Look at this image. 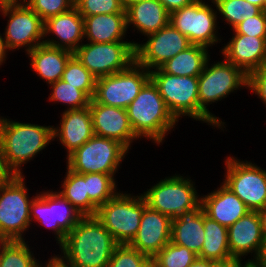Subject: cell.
<instances>
[{"mask_svg":"<svg viewBox=\"0 0 266 267\" xmlns=\"http://www.w3.org/2000/svg\"><path fill=\"white\" fill-rule=\"evenodd\" d=\"M252 267H266V242L262 246L258 257L252 262Z\"/></svg>","mask_w":266,"mask_h":267,"instance_id":"obj_45","label":"cell"},{"mask_svg":"<svg viewBox=\"0 0 266 267\" xmlns=\"http://www.w3.org/2000/svg\"><path fill=\"white\" fill-rule=\"evenodd\" d=\"M53 127L20 123L0 117V142L9 167L24 175L21 167L53 141Z\"/></svg>","mask_w":266,"mask_h":267,"instance_id":"obj_3","label":"cell"},{"mask_svg":"<svg viewBox=\"0 0 266 267\" xmlns=\"http://www.w3.org/2000/svg\"><path fill=\"white\" fill-rule=\"evenodd\" d=\"M39 267H43L42 263ZM44 267H69L67 264L63 263L56 255L48 259L47 264Z\"/></svg>","mask_w":266,"mask_h":267,"instance_id":"obj_46","label":"cell"},{"mask_svg":"<svg viewBox=\"0 0 266 267\" xmlns=\"http://www.w3.org/2000/svg\"><path fill=\"white\" fill-rule=\"evenodd\" d=\"M169 13L181 9L184 6L190 5L195 0H159Z\"/></svg>","mask_w":266,"mask_h":267,"instance_id":"obj_44","label":"cell"},{"mask_svg":"<svg viewBox=\"0 0 266 267\" xmlns=\"http://www.w3.org/2000/svg\"><path fill=\"white\" fill-rule=\"evenodd\" d=\"M135 45L134 41L82 43L74 55L90 73L100 78L129 68L135 62Z\"/></svg>","mask_w":266,"mask_h":267,"instance_id":"obj_9","label":"cell"},{"mask_svg":"<svg viewBox=\"0 0 266 267\" xmlns=\"http://www.w3.org/2000/svg\"><path fill=\"white\" fill-rule=\"evenodd\" d=\"M11 4L9 0H0V10Z\"/></svg>","mask_w":266,"mask_h":267,"instance_id":"obj_52","label":"cell"},{"mask_svg":"<svg viewBox=\"0 0 266 267\" xmlns=\"http://www.w3.org/2000/svg\"><path fill=\"white\" fill-rule=\"evenodd\" d=\"M128 149L120 142L94 135L67 156V167L78 174L102 173L115 175Z\"/></svg>","mask_w":266,"mask_h":267,"instance_id":"obj_7","label":"cell"},{"mask_svg":"<svg viewBox=\"0 0 266 267\" xmlns=\"http://www.w3.org/2000/svg\"><path fill=\"white\" fill-rule=\"evenodd\" d=\"M24 175L0 186V241H23L30 227V205ZM28 228V229H27Z\"/></svg>","mask_w":266,"mask_h":267,"instance_id":"obj_8","label":"cell"},{"mask_svg":"<svg viewBox=\"0 0 266 267\" xmlns=\"http://www.w3.org/2000/svg\"><path fill=\"white\" fill-rule=\"evenodd\" d=\"M61 117L59 126L53 127V140L59 138L69 156L95 135L92 115L88 106L73 110L65 109Z\"/></svg>","mask_w":266,"mask_h":267,"instance_id":"obj_22","label":"cell"},{"mask_svg":"<svg viewBox=\"0 0 266 267\" xmlns=\"http://www.w3.org/2000/svg\"><path fill=\"white\" fill-rule=\"evenodd\" d=\"M264 11L266 12V0L264 2Z\"/></svg>","mask_w":266,"mask_h":267,"instance_id":"obj_55","label":"cell"},{"mask_svg":"<svg viewBox=\"0 0 266 267\" xmlns=\"http://www.w3.org/2000/svg\"><path fill=\"white\" fill-rule=\"evenodd\" d=\"M116 179L113 175L87 173L86 188L90 201L99 208L117 193Z\"/></svg>","mask_w":266,"mask_h":267,"instance_id":"obj_32","label":"cell"},{"mask_svg":"<svg viewBox=\"0 0 266 267\" xmlns=\"http://www.w3.org/2000/svg\"><path fill=\"white\" fill-rule=\"evenodd\" d=\"M190 267H211V261L197 258Z\"/></svg>","mask_w":266,"mask_h":267,"instance_id":"obj_49","label":"cell"},{"mask_svg":"<svg viewBox=\"0 0 266 267\" xmlns=\"http://www.w3.org/2000/svg\"><path fill=\"white\" fill-rule=\"evenodd\" d=\"M51 33L58 41L49 38L44 40V44L74 53L84 40V18L74 6L44 22V37Z\"/></svg>","mask_w":266,"mask_h":267,"instance_id":"obj_21","label":"cell"},{"mask_svg":"<svg viewBox=\"0 0 266 267\" xmlns=\"http://www.w3.org/2000/svg\"><path fill=\"white\" fill-rule=\"evenodd\" d=\"M224 21L234 29L242 21L258 15L262 10L246 0H213Z\"/></svg>","mask_w":266,"mask_h":267,"instance_id":"obj_33","label":"cell"},{"mask_svg":"<svg viewBox=\"0 0 266 267\" xmlns=\"http://www.w3.org/2000/svg\"><path fill=\"white\" fill-rule=\"evenodd\" d=\"M201 204L206 216L227 228L250 212L245 203L223 183L217 190L201 196Z\"/></svg>","mask_w":266,"mask_h":267,"instance_id":"obj_23","label":"cell"},{"mask_svg":"<svg viewBox=\"0 0 266 267\" xmlns=\"http://www.w3.org/2000/svg\"><path fill=\"white\" fill-rule=\"evenodd\" d=\"M248 89L266 105V63L248 76Z\"/></svg>","mask_w":266,"mask_h":267,"instance_id":"obj_41","label":"cell"},{"mask_svg":"<svg viewBox=\"0 0 266 267\" xmlns=\"http://www.w3.org/2000/svg\"><path fill=\"white\" fill-rule=\"evenodd\" d=\"M262 222L263 237L266 242V205L259 211Z\"/></svg>","mask_w":266,"mask_h":267,"instance_id":"obj_48","label":"cell"},{"mask_svg":"<svg viewBox=\"0 0 266 267\" xmlns=\"http://www.w3.org/2000/svg\"><path fill=\"white\" fill-rule=\"evenodd\" d=\"M197 258L193 251L169 242L152 259L160 267H190Z\"/></svg>","mask_w":266,"mask_h":267,"instance_id":"obj_36","label":"cell"},{"mask_svg":"<svg viewBox=\"0 0 266 267\" xmlns=\"http://www.w3.org/2000/svg\"><path fill=\"white\" fill-rule=\"evenodd\" d=\"M146 37L148 40L145 43L135 45V62L149 71L159 68L192 45L188 38L170 23Z\"/></svg>","mask_w":266,"mask_h":267,"instance_id":"obj_16","label":"cell"},{"mask_svg":"<svg viewBox=\"0 0 266 267\" xmlns=\"http://www.w3.org/2000/svg\"><path fill=\"white\" fill-rule=\"evenodd\" d=\"M221 50L224 58L247 76L266 63V37L234 34Z\"/></svg>","mask_w":266,"mask_h":267,"instance_id":"obj_20","label":"cell"},{"mask_svg":"<svg viewBox=\"0 0 266 267\" xmlns=\"http://www.w3.org/2000/svg\"><path fill=\"white\" fill-rule=\"evenodd\" d=\"M194 185L190 178L175 174L160 180L142 196L149 208L174 220L201 204Z\"/></svg>","mask_w":266,"mask_h":267,"instance_id":"obj_6","label":"cell"},{"mask_svg":"<svg viewBox=\"0 0 266 267\" xmlns=\"http://www.w3.org/2000/svg\"><path fill=\"white\" fill-rule=\"evenodd\" d=\"M16 173L9 167L0 142V186L10 183Z\"/></svg>","mask_w":266,"mask_h":267,"instance_id":"obj_42","label":"cell"},{"mask_svg":"<svg viewBox=\"0 0 266 267\" xmlns=\"http://www.w3.org/2000/svg\"><path fill=\"white\" fill-rule=\"evenodd\" d=\"M118 243L96 216H83L59 245L56 255L69 267H107Z\"/></svg>","mask_w":266,"mask_h":267,"instance_id":"obj_1","label":"cell"},{"mask_svg":"<svg viewBox=\"0 0 266 267\" xmlns=\"http://www.w3.org/2000/svg\"><path fill=\"white\" fill-rule=\"evenodd\" d=\"M150 79L177 121L182 116L199 121L198 77L171 75L156 68L150 71Z\"/></svg>","mask_w":266,"mask_h":267,"instance_id":"obj_10","label":"cell"},{"mask_svg":"<svg viewBox=\"0 0 266 267\" xmlns=\"http://www.w3.org/2000/svg\"><path fill=\"white\" fill-rule=\"evenodd\" d=\"M204 210L202 204L172 220L171 242L199 255L204 243Z\"/></svg>","mask_w":266,"mask_h":267,"instance_id":"obj_25","label":"cell"},{"mask_svg":"<svg viewBox=\"0 0 266 267\" xmlns=\"http://www.w3.org/2000/svg\"><path fill=\"white\" fill-rule=\"evenodd\" d=\"M226 175L222 182L238 196L250 211L259 212L266 205V170L236 157L225 160Z\"/></svg>","mask_w":266,"mask_h":267,"instance_id":"obj_12","label":"cell"},{"mask_svg":"<svg viewBox=\"0 0 266 267\" xmlns=\"http://www.w3.org/2000/svg\"><path fill=\"white\" fill-rule=\"evenodd\" d=\"M8 52V49L6 47L5 44V40L2 37V35L0 34V66L2 65V63L5 61V59L7 58L6 55Z\"/></svg>","mask_w":266,"mask_h":267,"instance_id":"obj_47","label":"cell"},{"mask_svg":"<svg viewBox=\"0 0 266 267\" xmlns=\"http://www.w3.org/2000/svg\"><path fill=\"white\" fill-rule=\"evenodd\" d=\"M223 59L211 66L208 60L203 72L198 76L199 121L213 127H221V130L225 123L214 116L207 106L221 101L234 90L248 87V76L240 68Z\"/></svg>","mask_w":266,"mask_h":267,"instance_id":"obj_4","label":"cell"},{"mask_svg":"<svg viewBox=\"0 0 266 267\" xmlns=\"http://www.w3.org/2000/svg\"><path fill=\"white\" fill-rule=\"evenodd\" d=\"M242 260L238 258H231L226 261H211V267H252V262L248 259L244 265H242Z\"/></svg>","mask_w":266,"mask_h":267,"instance_id":"obj_43","label":"cell"},{"mask_svg":"<svg viewBox=\"0 0 266 267\" xmlns=\"http://www.w3.org/2000/svg\"><path fill=\"white\" fill-rule=\"evenodd\" d=\"M134 133L159 144L178 122L168 110L158 88L149 79L126 108Z\"/></svg>","mask_w":266,"mask_h":267,"instance_id":"obj_2","label":"cell"},{"mask_svg":"<svg viewBox=\"0 0 266 267\" xmlns=\"http://www.w3.org/2000/svg\"><path fill=\"white\" fill-rule=\"evenodd\" d=\"M127 29L133 25L137 32L147 36L167 26L170 13L159 0H143L125 9Z\"/></svg>","mask_w":266,"mask_h":267,"instance_id":"obj_24","label":"cell"},{"mask_svg":"<svg viewBox=\"0 0 266 267\" xmlns=\"http://www.w3.org/2000/svg\"><path fill=\"white\" fill-rule=\"evenodd\" d=\"M49 85L52 89L49 100L54 103L59 102L68 105L67 110L88 107L90 104L91 99L82 90L66 83L62 79Z\"/></svg>","mask_w":266,"mask_h":267,"instance_id":"obj_35","label":"cell"},{"mask_svg":"<svg viewBox=\"0 0 266 267\" xmlns=\"http://www.w3.org/2000/svg\"><path fill=\"white\" fill-rule=\"evenodd\" d=\"M75 0H26V4L45 22L74 7Z\"/></svg>","mask_w":266,"mask_h":267,"instance_id":"obj_39","label":"cell"},{"mask_svg":"<svg viewBox=\"0 0 266 267\" xmlns=\"http://www.w3.org/2000/svg\"><path fill=\"white\" fill-rule=\"evenodd\" d=\"M0 12L9 16L3 34L9 51L26 47L29 52L44 43V21L26 3H11Z\"/></svg>","mask_w":266,"mask_h":267,"instance_id":"obj_15","label":"cell"},{"mask_svg":"<svg viewBox=\"0 0 266 267\" xmlns=\"http://www.w3.org/2000/svg\"><path fill=\"white\" fill-rule=\"evenodd\" d=\"M208 49L201 45H191L167 60L159 68L171 75L198 77L210 59Z\"/></svg>","mask_w":266,"mask_h":267,"instance_id":"obj_28","label":"cell"},{"mask_svg":"<svg viewBox=\"0 0 266 267\" xmlns=\"http://www.w3.org/2000/svg\"><path fill=\"white\" fill-rule=\"evenodd\" d=\"M83 215L59 192L36 193L30 205V220L54 231L56 243L64 241L67 234Z\"/></svg>","mask_w":266,"mask_h":267,"instance_id":"obj_14","label":"cell"},{"mask_svg":"<svg viewBox=\"0 0 266 267\" xmlns=\"http://www.w3.org/2000/svg\"><path fill=\"white\" fill-rule=\"evenodd\" d=\"M62 190L58 191L83 216H95L97 207L90 201L86 188V174H78L67 168Z\"/></svg>","mask_w":266,"mask_h":267,"instance_id":"obj_30","label":"cell"},{"mask_svg":"<svg viewBox=\"0 0 266 267\" xmlns=\"http://www.w3.org/2000/svg\"><path fill=\"white\" fill-rule=\"evenodd\" d=\"M89 109L96 136L116 140L128 150L133 140L139 139L131 127L126 109L99 104L93 99L90 100Z\"/></svg>","mask_w":266,"mask_h":267,"instance_id":"obj_17","label":"cell"},{"mask_svg":"<svg viewBox=\"0 0 266 267\" xmlns=\"http://www.w3.org/2000/svg\"><path fill=\"white\" fill-rule=\"evenodd\" d=\"M204 243L198 258L213 262L233 258L229 250L227 227L210 219L204 212Z\"/></svg>","mask_w":266,"mask_h":267,"instance_id":"obj_29","label":"cell"},{"mask_svg":"<svg viewBox=\"0 0 266 267\" xmlns=\"http://www.w3.org/2000/svg\"><path fill=\"white\" fill-rule=\"evenodd\" d=\"M150 79V71L134 62L124 71L97 78L93 100L126 109Z\"/></svg>","mask_w":266,"mask_h":267,"instance_id":"obj_13","label":"cell"},{"mask_svg":"<svg viewBox=\"0 0 266 267\" xmlns=\"http://www.w3.org/2000/svg\"><path fill=\"white\" fill-rule=\"evenodd\" d=\"M146 207L142 194L131 196L118 192L97 209L95 216L118 244H129L138 232Z\"/></svg>","mask_w":266,"mask_h":267,"instance_id":"obj_5","label":"cell"},{"mask_svg":"<svg viewBox=\"0 0 266 267\" xmlns=\"http://www.w3.org/2000/svg\"><path fill=\"white\" fill-rule=\"evenodd\" d=\"M26 243L25 240L0 241V267H39Z\"/></svg>","mask_w":266,"mask_h":267,"instance_id":"obj_31","label":"cell"},{"mask_svg":"<svg viewBox=\"0 0 266 267\" xmlns=\"http://www.w3.org/2000/svg\"><path fill=\"white\" fill-rule=\"evenodd\" d=\"M27 55L31 59V68L41 79L50 84L62 78L66 64L74 53L43 43L27 52Z\"/></svg>","mask_w":266,"mask_h":267,"instance_id":"obj_26","label":"cell"},{"mask_svg":"<svg viewBox=\"0 0 266 267\" xmlns=\"http://www.w3.org/2000/svg\"><path fill=\"white\" fill-rule=\"evenodd\" d=\"M84 38L92 43L124 41L127 32L126 13L83 16Z\"/></svg>","mask_w":266,"mask_h":267,"instance_id":"obj_27","label":"cell"},{"mask_svg":"<svg viewBox=\"0 0 266 267\" xmlns=\"http://www.w3.org/2000/svg\"><path fill=\"white\" fill-rule=\"evenodd\" d=\"M202 0H195L190 5L170 13L169 23L183 35H185L192 45L212 47L221 41L217 37L218 12L213 9V5ZM219 38V39H218Z\"/></svg>","mask_w":266,"mask_h":267,"instance_id":"obj_11","label":"cell"},{"mask_svg":"<svg viewBox=\"0 0 266 267\" xmlns=\"http://www.w3.org/2000/svg\"><path fill=\"white\" fill-rule=\"evenodd\" d=\"M227 231L231 256L242 259L243 256L254 252V259L250 260L253 262L265 244L259 212H248L228 227Z\"/></svg>","mask_w":266,"mask_h":267,"instance_id":"obj_19","label":"cell"},{"mask_svg":"<svg viewBox=\"0 0 266 267\" xmlns=\"http://www.w3.org/2000/svg\"><path fill=\"white\" fill-rule=\"evenodd\" d=\"M61 79L82 90L90 99L93 98L97 78L87 70L75 55L67 62Z\"/></svg>","mask_w":266,"mask_h":267,"instance_id":"obj_34","label":"cell"},{"mask_svg":"<svg viewBox=\"0 0 266 267\" xmlns=\"http://www.w3.org/2000/svg\"><path fill=\"white\" fill-rule=\"evenodd\" d=\"M233 31L235 34L266 37V12L261 11L258 15L242 21Z\"/></svg>","mask_w":266,"mask_h":267,"instance_id":"obj_40","label":"cell"},{"mask_svg":"<svg viewBox=\"0 0 266 267\" xmlns=\"http://www.w3.org/2000/svg\"><path fill=\"white\" fill-rule=\"evenodd\" d=\"M172 219L148 206L144 209L138 232L129 245L152 259L171 242Z\"/></svg>","mask_w":266,"mask_h":267,"instance_id":"obj_18","label":"cell"},{"mask_svg":"<svg viewBox=\"0 0 266 267\" xmlns=\"http://www.w3.org/2000/svg\"><path fill=\"white\" fill-rule=\"evenodd\" d=\"M74 6L82 16L126 13L121 0H75Z\"/></svg>","mask_w":266,"mask_h":267,"instance_id":"obj_38","label":"cell"},{"mask_svg":"<svg viewBox=\"0 0 266 267\" xmlns=\"http://www.w3.org/2000/svg\"><path fill=\"white\" fill-rule=\"evenodd\" d=\"M11 3H25L26 0H9Z\"/></svg>","mask_w":266,"mask_h":267,"instance_id":"obj_54","label":"cell"},{"mask_svg":"<svg viewBox=\"0 0 266 267\" xmlns=\"http://www.w3.org/2000/svg\"><path fill=\"white\" fill-rule=\"evenodd\" d=\"M151 259L131 247L129 244H118L107 267H149Z\"/></svg>","mask_w":266,"mask_h":267,"instance_id":"obj_37","label":"cell"},{"mask_svg":"<svg viewBox=\"0 0 266 267\" xmlns=\"http://www.w3.org/2000/svg\"><path fill=\"white\" fill-rule=\"evenodd\" d=\"M140 1H143V0H121V3L123 5V7L126 9L130 5L138 3Z\"/></svg>","mask_w":266,"mask_h":267,"instance_id":"obj_51","label":"cell"},{"mask_svg":"<svg viewBox=\"0 0 266 267\" xmlns=\"http://www.w3.org/2000/svg\"><path fill=\"white\" fill-rule=\"evenodd\" d=\"M150 266L151 267H160L153 259L150 261Z\"/></svg>","mask_w":266,"mask_h":267,"instance_id":"obj_53","label":"cell"},{"mask_svg":"<svg viewBox=\"0 0 266 267\" xmlns=\"http://www.w3.org/2000/svg\"><path fill=\"white\" fill-rule=\"evenodd\" d=\"M246 1H248L252 5H255V6L259 7L262 11H264V2H265V0H246Z\"/></svg>","mask_w":266,"mask_h":267,"instance_id":"obj_50","label":"cell"}]
</instances>
